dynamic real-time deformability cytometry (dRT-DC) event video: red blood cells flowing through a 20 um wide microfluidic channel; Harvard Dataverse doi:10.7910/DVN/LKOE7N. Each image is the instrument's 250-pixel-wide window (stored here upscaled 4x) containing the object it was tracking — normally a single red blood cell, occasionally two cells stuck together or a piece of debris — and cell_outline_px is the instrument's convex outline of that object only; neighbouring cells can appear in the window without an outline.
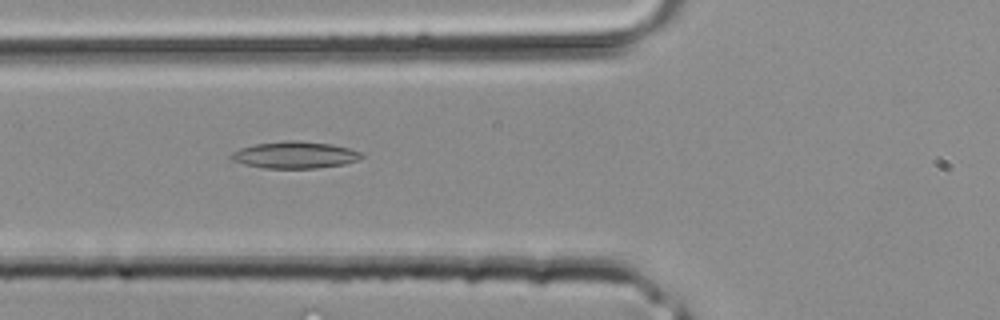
{"species": "common noctule bat (a hibernating species)", "species_latin": "Nyctalus noctula", "temperature_condition": "room temperature", "stored_images_in_passage": 3, "camera_frame_rate_fps": 3000, "um_per_image_px": 0.085, "animal": {"sex": "male", "body_mass_g": 20.4}, "frame": {"image": 1, "passage_image": 3, "time_ms": 0.667, "image_size_px": [1000, 320], "cell_outline_px": [[364, 156], [356, 160], [344, 164], [316, 168], [264, 168], [244, 164], [232, 160], [228, 156], [232, 152], [240, 148], [252, 144], [284, 140], [296, 140], [332, 144], [364, 152]], "centroid_in_image_um": [25.04, 13.16], "position_along_channel_um": 100.8, "area_um2": 20.58}}